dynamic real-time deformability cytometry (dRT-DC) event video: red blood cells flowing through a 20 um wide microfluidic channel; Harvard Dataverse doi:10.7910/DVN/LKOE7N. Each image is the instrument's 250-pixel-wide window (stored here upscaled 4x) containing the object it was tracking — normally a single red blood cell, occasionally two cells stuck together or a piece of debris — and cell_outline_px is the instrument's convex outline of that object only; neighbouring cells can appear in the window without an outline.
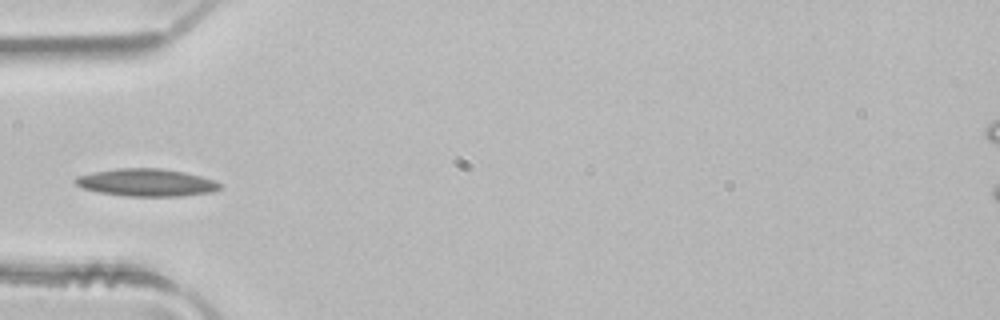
{"species": "common noctule bat (a hibernating species)", "species_latin": "Nyctalus noctula", "temperature_condition": "room temperature", "stored_images_in_passage": 1, "camera_frame_rate_fps": 3000, "um_per_image_px": 0.085, "animal": {"sex": "male", "body_mass_g": 21.5, "forearm_length_mm": 52.0}, "frame": {"image": 1, "passage_image": 1, "time_ms": 0.0, "image_size_px": [1000, 320], "cell_outline_px": [[220, 188], [212, 192], [184, 196], [128, 196], [100, 192], [84, 188], [76, 184], [72, 180], [76, 176], [116, 168], [160, 168], [184, 172], [216, 180], [220, 184]], "centroid_in_image_um": [12.47, 15.51], "position_along_channel_um": 72.5, "area_um2": 23.06}}